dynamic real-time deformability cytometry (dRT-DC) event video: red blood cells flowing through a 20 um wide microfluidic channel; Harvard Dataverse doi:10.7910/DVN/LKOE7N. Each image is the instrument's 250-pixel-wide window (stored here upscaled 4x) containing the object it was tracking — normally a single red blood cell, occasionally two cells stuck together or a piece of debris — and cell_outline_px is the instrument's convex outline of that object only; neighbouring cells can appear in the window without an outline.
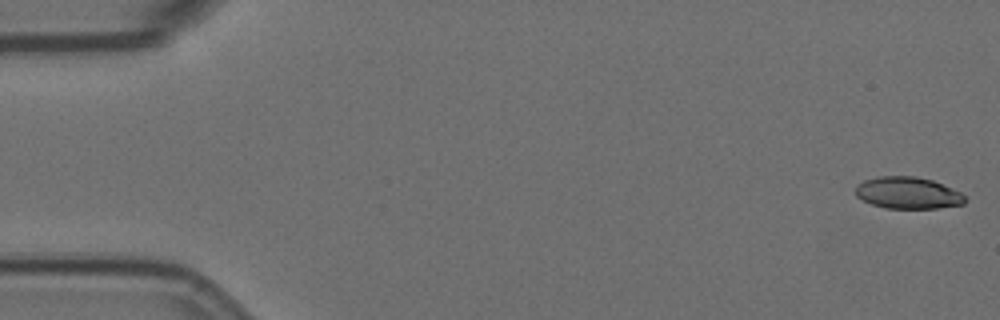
{"species": "Egyptian fruit bat (a non-hibernating species)", "species_latin": "Rousettus aegyptiacus", "temperature_condition": "room temperature", "stored_images_in_passage": 57, "camera_frame_rate_fps": 3000, "um_per_image_px": 0.085, "animal": {"sex": "female"}, "frame": {"image": 1, "passage_image": 1, "time_ms": 0.0, "image_size_px": [1000, 320], "cell_outline_px": [[964, 204], [936, 208], [884, 208], [872, 204], [856, 196], [856, 184], [864, 180], [880, 176], [916, 176], [932, 180], [960, 192], [964, 196]], "centroid_in_image_um": [77.13, 16.39], "position_along_channel_um": 7.9, "area_um2": 20.11}}
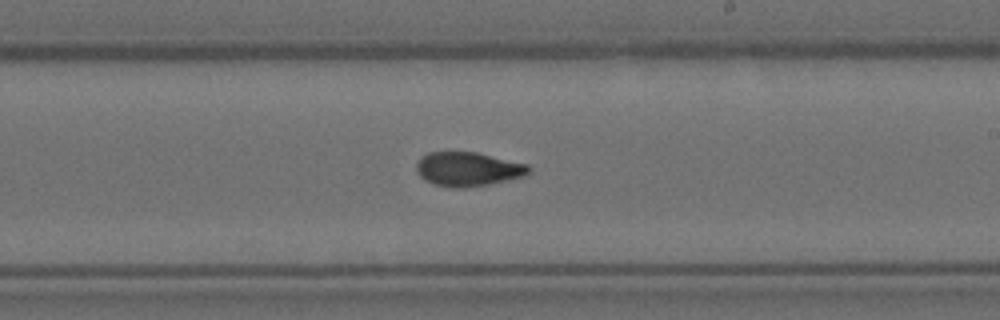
{"frame": {"image": 2, "passage_image": 33, "time_ms": 10.667, "image_size_px": [1000, 320], "cell_outline_px": [[532, 172], [524, 176], [508, 180], [488, 184], [464, 188], [448, 188], [424, 180], [416, 172], [416, 164], [420, 156], [428, 152], [476, 152], [528, 164], [532, 168]], "centroid_in_image_um": [39.78, 14.37], "position_along_channel_um": 249.2, "area_um2": 22.6}}
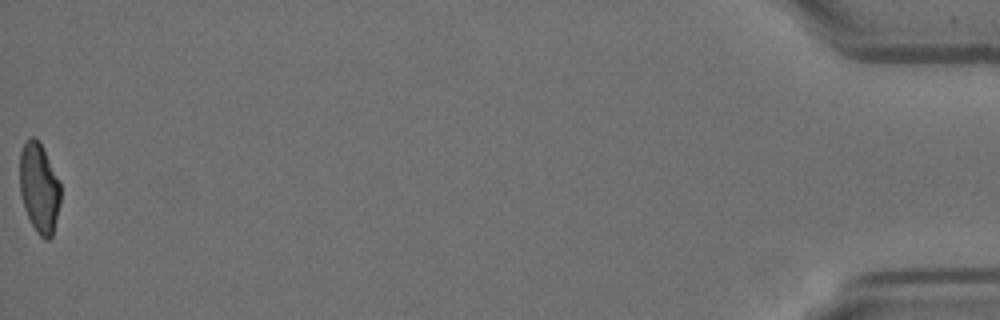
{"frame": {"image": 3, "passage_image": 57, "time_ms": 18.667, "image_size_px": [1000, 320], "cell_outline_px": [[60, 204], [52, 236], [48, 240], [44, 240], [36, 232], [24, 208], [20, 192], [20, 152], [24, 144], [32, 136], [40, 144], [60, 180]], "centroid_in_image_um": [3.34, 16.02], "position_along_channel_um": 431.9, "area_um2": 21.15}, "authors_computed_cell_mechanics": {"area_um2": 21.9062, "velocity_mm_per_s": 3.5659, "shape_relaxation_time_tau1_ms": 6.3528, "shape_relaxation_time_tau2_ms": 2.2797, "deformation_change_tau1": 0.1873, "deformation_change_tau2": 0.0799}}